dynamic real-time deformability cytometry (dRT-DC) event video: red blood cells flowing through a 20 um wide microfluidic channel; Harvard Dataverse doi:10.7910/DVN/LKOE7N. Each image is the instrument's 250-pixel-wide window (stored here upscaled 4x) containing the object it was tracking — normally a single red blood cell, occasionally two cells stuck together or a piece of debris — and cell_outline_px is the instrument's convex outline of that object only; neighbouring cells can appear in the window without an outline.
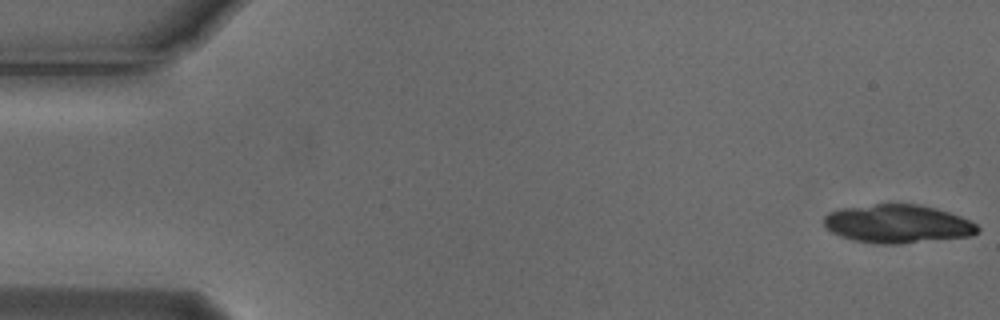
{"species": "Egyptian fruit bat (a non-hibernating species)", "species_latin": "Rousettus aegyptiacus", "temperature_condition": "cold", "stored_images_in_passage": 5, "camera_frame_rate_fps": 3000, "um_per_image_px": 0.085, "animal": {"sex": "male"}, "frame": {"image": 1, "passage_image": 1, "time_ms": 0.0, "image_size_px": [1000, 320], "cell_outline_px": [[980, 232], [972, 236], [900, 244], [876, 244], [856, 240], [840, 236], [832, 232], [824, 224], [824, 216], [828, 212], [840, 208], [876, 204], [920, 204], [936, 208], [960, 216], [976, 224], [980, 228]], "centroid_in_image_um": [76.32, 19.03], "position_along_channel_um": 8.7, "area_um2": 34.51}}
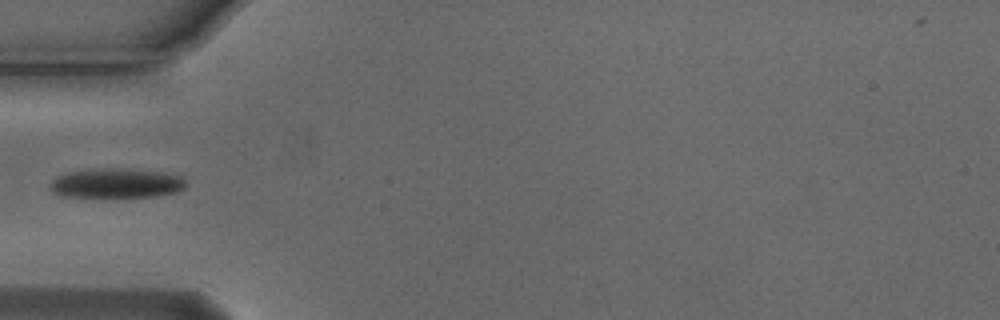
{"frame": {"image": 2, "passage_image": 5, "time_ms": 1.333, "image_size_px": [1000, 320], "cell_outline_px": [[188, 184], [184, 188], [176, 192], [156, 196], [64, 196], [52, 192], [48, 188], [48, 184], [56, 176], [68, 172], [92, 168], [120, 168], [160, 172], [180, 176]], "centroid_in_image_um": [9.84, 15.56], "position_along_channel_um": 75.2, "area_um2": 23.35}}